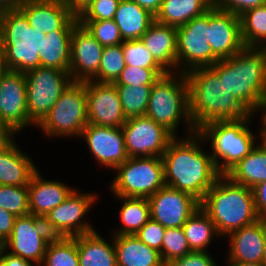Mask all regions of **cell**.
Listing matches in <instances>:
<instances>
[{"label":"cell","mask_w":266,"mask_h":266,"mask_svg":"<svg viewBox=\"0 0 266 266\" xmlns=\"http://www.w3.org/2000/svg\"><path fill=\"white\" fill-rule=\"evenodd\" d=\"M165 229L159 222L150 219L135 236L148 247L159 251L162 258V242Z\"/></svg>","instance_id":"obj_44"},{"label":"cell","mask_w":266,"mask_h":266,"mask_svg":"<svg viewBox=\"0 0 266 266\" xmlns=\"http://www.w3.org/2000/svg\"><path fill=\"white\" fill-rule=\"evenodd\" d=\"M210 67L251 113L262 111L266 96V48L245 47Z\"/></svg>","instance_id":"obj_3"},{"label":"cell","mask_w":266,"mask_h":266,"mask_svg":"<svg viewBox=\"0 0 266 266\" xmlns=\"http://www.w3.org/2000/svg\"><path fill=\"white\" fill-rule=\"evenodd\" d=\"M19 9L25 14L30 27L44 34L55 30H73L79 23L63 0H23Z\"/></svg>","instance_id":"obj_20"},{"label":"cell","mask_w":266,"mask_h":266,"mask_svg":"<svg viewBox=\"0 0 266 266\" xmlns=\"http://www.w3.org/2000/svg\"><path fill=\"white\" fill-rule=\"evenodd\" d=\"M207 40L212 52L220 60L230 58L244 49L246 46L242 39L239 16L213 5L209 9Z\"/></svg>","instance_id":"obj_17"},{"label":"cell","mask_w":266,"mask_h":266,"mask_svg":"<svg viewBox=\"0 0 266 266\" xmlns=\"http://www.w3.org/2000/svg\"><path fill=\"white\" fill-rule=\"evenodd\" d=\"M185 77L190 116L196 131L212 121L240 120L252 114L210 66L189 70Z\"/></svg>","instance_id":"obj_2"},{"label":"cell","mask_w":266,"mask_h":266,"mask_svg":"<svg viewBox=\"0 0 266 266\" xmlns=\"http://www.w3.org/2000/svg\"><path fill=\"white\" fill-rule=\"evenodd\" d=\"M262 110H263V117H266V96H265V100H264V104H263V107H262Z\"/></svg>","instance_id":"obj_58"},{"label":"cell","mask_w":266,"mask_h":266,"mask_svg":"<svg viewBox=\"0 0 266 266\" xmlns=\"http://www.w3.org/2000/svg\"><path fill=\"white\" fill-rule=\"evenodd\" d=\"M121 0H93L78 16V20L113 19Z\"/></svg>","instance_id":"obj_43"},{"label":"cell","mask_w":266,"mask_h":266,"mask_svg":"<svg viewBox=\"0 0 266 266\" xmlns=\"http://www.w3.org/2000/svg\"><path fill=\"white\" fill-rule=\"evenodd\" d=\"M191 251L182 227L165 229L162 242V261L165 265Z\"/></svg>","instance_id":"obj_40"},{"label":"cell","mask_w":266,"mask_h":266,"mask_svg":"<svg viewBox=\"0 0 266 266\" xmlns=\"http://www.w3.org/2000/svg\"><path fill=\"white\" fill-rule=\"evenodd\" d=\"M113 20L123 41L140 39L155 21V16L132 0H121Z\"/></svg>","instance_id":"obj_27"},{"label":"cell","mask_w":266,"mask_h":266,"mask_svg":"<svg viewBox=\"0 0 266 266\" xmlns=\"http://www.w3.org/2000/svg\"><path fill=\"white\" fill-rule=\"evenodd\" d=\"M117 266H165L160 252L135 235H114Z\"/></svg>","instance_id":"obj_26"},{"label":"cell","mask_w":266,"mask_h":266,"mask_svg":"<svg viewBox=\"0 0 266 266\" xmlns=\"http://www.w3.org/2000/svg\"><path fill=\"white\" fill-rule=\"evenodd\" d=\"M17 132L11 126H0V151L7 149L13 142Z\"/></svg>","instance_id":"obj_50"},{"label":"cell","mask_w":266,"mask_h":266,"mask_svg":"<svg viewBox=\"0 0 266 266\" xmlns=\"http://www.w3.org/2000/svg\"><path fill=\"white\" fill-rule=\"evenodd\" d=\"M207 28H209V10L177 27V71L175 70V73H186L194 68L209 67L220 60L212 52L208 43Z\"/></svg>","instance_id":"obj_11"},{"label":"cell","mask_w":266,"mask_h":266,"mask_svg":"<svg viewBox=\"0 0 266 266\" xmlns=\"http://www.w3.org/2000/svg\"><path fill=\"white\" fill-rule=\"evenodd\" d=\"M120 208L121 228L117 229L114 235H135L151 218L148 198L122 197Z\"/></svg>","instance_id":"obj_32"},{"label":"cell","mask_w":266,"mask_h":266,"mask_svg":"<svg viewBox=\"0 0 266 266\" xmlns=\"http://www.w3.org/2000/svg\"><path fill=\"white\" fill-rule=\"evenodd\" d=\"M23 0H0V7L4 10L18 9Z\"/></svg>","instance_id":"obj_53"},{"label":"cell","mask_w":266,"mask_h":266,"mask_svg":"<svg viewBox=\"0 0 266 266\" xmlns=\"http://www.w3.org/2000/svg\"><path fill=\"white\" fill-rule=\"evenodd\" d=\"M0 30L2 56L7 70L25 73L40 67L39 53L46 34L30 27L19 8L4 11Z\"/></svg>","instance_id":"obj_6"},{"label":"cell","mask_w":266,"mask_h":266,"mask_svg":"<svg viewBox=\"0 0 266 266\" xmlns=\"http://www.w3.org/2000/svg\"><path fill=\"white\" fill-rule=\"evenodd\" d=\"M126 119L145 116L152 86L115 85Z\"/></svg>","instance_id":"obj_36"},{"label":"cell","mask_w":266,"mask_h":266,"mask_svg":"<svg viewBox=\"0 0 266 266\" xmlns=\"http://www.w3.org/2000/svg\"><path fill=\"white\" fill-rule=\"evenodd\" d=\"M175 74L167 73L153 84L146 116L164 126L175 137L178 123L185 120L188 127V134L185 135H191L197 131L190 116L188 83L185 73Z\"/></svg>","instance_id":"obj_7"},{"label":"cell","mask_w":266,"mask_h":266,"mask_svg":"<svg viewBox=\"0 0 266 266\" xmlns=\"http://www.w3.org/2000/svg\"><path fill=\"white\" fill-rule=\"evenodd\" d=\"M125 66L122 44L105 46L102 51L98 74L92 81L114 84Z\"/></svg>","instance_id":"obj_37"},{"label":"cell","mask_w":266,"mask_h":266,"mask_svg":"<svg viewBox=\"0 0 266 266\" xmlns=\"http://www.w3.org/2000/svg\"><path fill=\"white\" fill-rule=\"evenodd\" d=\"M253 115L240 120L212 121L197 130L205 142L210 141V155L221 175H226L256 147L257 137L248 127Z\"/></svg>","instance_id":"obj_5"},{"label":"cell","mask_w":266,"mask_h":266,"mask_svg":"<svg viewBox=\"0 0 266 266\" xmlns=\"http://www.w3.org/2000/svg\"><path fill=\"white\" fill-rule=\"evenodd\" d=\"M129 157H162L175 136L148 116L126 119L122 125Z\"/></svg>","instance_id":"obj_13"},{"label":"cell","mask_w":266,"mask_h":266,"mask_svg":"<svg viewBox=\"0 0 266 266\" xmlns=\"http://www.w3.org/2000/svg\"><path fill=\"white\" fill-rule=\"evenodd\" d=\"M7 72L6 64L3 60V56L0 58V80L2 76Z\"/></svg>","instance_id":"obj_56"},{"label":"cell","mask_w":266,"mask_h":266,"mask_svg":"<svg viewBox=\"0 0 266 266\" xmlns=\"http://www.w3.org/2000/svg\"><path fill=\"white\" fill-rule=\"evenodd\" d=\"M26 97L25 73L7 70L0 80V115L17 133L33 126L28 116Z\"/></svg>","instance_id":"obj_18"},{"label":"cell","mask_w":266,"mask_h":266,"mask_svg":"<svg viewBox=\"0 0 266 266\" xmlns=\"http://www.w3.org/2000/svg\"><path fill=\"white\" fill-rule=\"evenodd\" d=\"M37 170L31 158L19 150L15 141L0 151V185L28 186Z\"/></svg>","instance_id":"obj_25"},{"label":"cell","mask_w":266,"mask_h":266,"mask_svg":"<svg viewBox=\"0 0 266 266\" xmlns=\"http://www.w3.org/2000/svg\"><path fill=\"white\" fill-rule=\"evenodd\" d=\"M93 0H63L68 9L79 16Z\"/></svg>","instance_id":"obj_51"},{"label":"cell","mask_w":266,"mask_h":266,"mask_svg":"<svg viewBox=\"0 0 266 266\" xmlns=\"http://www.w3.org/2000/svg\"><path fill=\"white\" fill-rule=\"evenodd\" d=\"M234 183L253 188L266 181V148L260 143L227 174Z\"/></svg>","instance_id":"obj_31"},{"label":"cell","mask_w":266,"mask_h":266,"mask_svg":"<svg viewBox=\"0 0 266 266\" xmlns=\"http://www.w3.org/2000/svg\"><path fill=\"white\" fill-rule=\"evenodd\" d=\"M43 266H79L77 236L55 237L48 243Z\"/></svg>","instance_id":"obj_35"},{"label":"cell","mask_w":266,"mask_h":266,"mask_svg":"<svg viewBox=\"0 0 266 266\" xmlns=\"http://www.w3.org/2000/svg\"><path fill=\"white\" fill-rule=\"evenodd\" d=\"M213 5L214 0H163L155 21L177 28L203 15Z\"/></svg>","instance_id":"obj_29"},{"label":"cell","mask_w":266,"mask_h":266,"mask_svg":"<svg viewBox=\"0 0 266 266\" xmlns=\"http://www.w3.org/2000/svg\"><path fill=\"white\" fill-rule=\"evenodd\" d=\"M88 123L122 127L126 122L115 84L85 81Z\"/></svg>","instance_id":"obj_16"},{"label":"cell","mask_w":266,"mask_h":266,"mask_svg":"<svg viewBox=\"0 0 266 266\" xmlns=\"http://www.w3.org/2000/svg\"><path fill=\"white\" fill-rule=\"evenodd\" d=\"M77 191L75 188L64 202L44 216L56 237H75L95 231L93 226L82 218L97 200V194Z\"/></svg>","instance_id":"obj_14"},{"label":"cell","mask_w":266,"mask_h":266,"mask_svg":"<svg viewBox=\"0 0 266 266\" xmlns=\"http://www.w3.org/2000/svg\"><path fill=\"white\" fill-rule=\"evenodd\" d=\"M182 229L192 251H206L213 236H219L215 224L201 207L188 218Z\"/></svg>","instance_id":"obj_33"},{"label":"cell","mask_w":266,"mask_h":266,"mask_svg":"<svg viewBox=\"0 0 266 266\" xmlns=\"http://www.w3.org/2000/svg\"><path fill=\"white\" fill-rule=\"evenodd\" d=\"M110 183L115 196L149 198L166 186L162 157H129Z\"/></svg>","instance_id":"obj_8"},{"label":"cell","mask_w":266,"mask_h":266,"mask_svg":"<svg viewBox=\"0 0 266 266\" xmlns=\"http://www.w3.org/2000/svg\"><path fill=\"white\" fill-rule=\"evenodd\" d=\"M25 78L28 116L37 127L73 79L69 71L41 66L25 72Z\"/></svg>","instance_id":"obj_10"},{"label":"cell","mask_w":266,"mask_h":266,"mask_svg":"<svg viewBox=\"0 0 266 266\" xmlns=\"http://www.w3.org/2000/svg\"><path fill=\"white\" fill-rule=\"evenodd\" d=\"M0 266H33L27 260L7 252L2 246L0 247Z\"/></svg>","instance_id":"obj_49"},{"label":"cell","mask_w":266,"mask_h":266,"mask_svg":"<svg viewBox=\"0 0 266 266\" xmlns=\"http://www.w3.org/2000/svg\"><path fill=\"white\" fill-rule=\"evenodd\" d=\"M3 13H4V10L0 7V25H1L2 17H3Z\"/></svg>","instance_id":"obj_61"},{"label":"cell","mask_w":266,"mask_h":266,"mask_svg":"<svg viewBox=\"0 0 266 266\" xmlns=\"http://www.w3.org/2000/svg\"><path fill=\"white\" fill-rule=\"evenodd\" d=\"M239 18L245 46L266 48V4L247 10Z\"/></svg>","instance_id":"obj_34"},{"label":"cell","mask_w":266,"mask_h":266,"mask_svg":"<svg viewBox=\"0 0 266 266\" xmlns=\"http://www.w3.org/2000/svg\"><path fill=\"white\" fill-rule=\"evenodd\" d=\"M166 74L164 69L138 68L126 65L114 84L153 86L159 78Z\"/></svg>","instance_id":"obj_42"},{"label":"cell","mask_w":266,"mask_h":266,"mask_svg":"<svg viewBox=\"0 0 266 266\" xmlns=\"http://www.w3.org/2000/svg\"><path fill=\"white\" fill-rule=\"evenodd\" d=\"M140 7L148 10L152 15L156 16L159 12L163 0H132Z\"/></svg>","instance_id":"obj_52"},{"label":"cell","mask_w":266,"mask_h":266,"mask_svg":"<svg viewBox=\"0 0 266 266\" xmlns=\"http://www.w3.org/2000/svg\"><path fill=\"white\" fill-rule=\"evenodd\" d=\"M16 216L8 212L6 209L0 208V245L11 236Z\"/></svg>","instance_id":"obj_48"},{"label":"cell","mask_w":266,"mask_h":266,"mask_svg":"<svg viewBox=\"0 0 266 266\" xmlns=\"http://www.w3.org/2000/svg\"><path fill=\"white\" fill-rule=\"evenodd\" d=\"M103 48L83 25L74 27L69 67L73 81L85 82L98 74Z\"/></svg>","instance_id":"obj_21"},{"label":"cell","mask_w":266,"mask_h":266,"mask_svg":"<svg viewBox=\"0 0 266 266\" xmlns=\"http://www.w3.org/2000/svg\"><path fill=\"white\" fill-rule=\"evenodd\" d=\"M0 208L16 217L30 214L28 186L0 185Z\"/></svg>","instance_id":"obj_38"},{"label":"cell","mask_w":266,"mask_h":266,"mask_svg":"<svg viewBox=\"0 0 266 266\" xmlns=\"http://www.w3.org/2000/svg\"><path fill=\"white\" fill-rule=\"evenodd\" d=\"M214 258L208 251H191L188 254L174 259L169 266H216Z\"/></svg>","instance_id":"obj_46"},{"label":"cell","mask_w":266,"mask_h":266,"mask_svg":"<svg viewBox=\"0 0 266 266\" xmlns=\"http://www.w3.org/2000/svg\"><path fill=\"white\" fill-rule=\"evenodd\" d=\"M229 266H265L263 262L229 263Z\"/></svg>","instance_id":"obj_55"},{"label":"cell","mask_w":266,"mask_h":266,"mask_svg":"<svg viewBox=\"0 0 266 266\" xmlns=\"http://www.w3.org/2000/svg\"><path fill=\"white\" fill-rule=\"evenodd\" d=\"M96 230L77 236L79 266H117L113 243H108Z\"/></svg>","instance_id":"obj_28"},{"label":"cell","mask_w":266,"mask_h":266,"mask_svg":"<svg viewBox=\"0 0 266 266\" xmlns=\"http://www.w3.org/2000/svg\"><path fill=\"white\" fill-rule=\"evenodd\" d=\"M2 57V35L0 30V58Z\"/></svg>","instance_id":"obj_59"},{"label":"cell","mask_w":266,"mask_h":266,"mask_svg":"<svg viewBox=\"0 0 266 266\" xmlns=\"http://www.w3.org/2000/svg\"><path fill=\"white\" fill-rule=\"evenodd\" d=\"M73 30H55L46 34L39 53L40 66L69 71Z\"/></svg>","instance_id":"obj_30"},{"label":"cell","mask_w":266,"mask_h":266,"mask_svg":"<svg viewBox=\"0 0 266 266\" xmlns=\"http://www.w3.org/2000/svg\"><path fill=\"white\" fill-rule=\"evenodd\" d=\"M74 190L60 181L44 180L37 170L28 185L30 214L44 217L64 202Z\"/></svg>","instance_id":"obj_23"},{"label":"cell","mask_w":266,"mask_h":266,"mask_svg":"<svg viewBox=\"0 0 266 266\" xmlns=\"http://www.w3.org/2000/svg\"><path fill=\"white\" fill-rule=\"evenodd\" d=\"M252 192L258 217L266 219V181L255 185Z\"/></svg>","instance_id":"obj_47"},{"label":"cell","mask_w":266,"mask_h":266,"mask_svg":"<svg viewBox=\"0 0 266 266\" xmlns=\"http://www.w3.org/2000/svg\"><path fill=\"white\" fill-rule=\"evenodd\" d=\"M0 126H9L3 121L1 115H0Z\"/></svg>","instance_id":"obj_60"},{"label":"cell","mask_w":266,"mask_h":266,"mask_svg":"<svg viewBox=\"0 0 266 266\" xmlns=\"http://www.w3.org/2000/svg\"><path fill=\"white\" fill-rule=\"evenodd\" d=\"M200 207L215 224L219 236L253 224L258 217L252 189L221 175L200 201Z\"/></svg>","instance_id":"obj_4"},{"label":"cell","mask_w":266,"mask_h":266,"mask_svg":"<svg viewBox=\"0 0 266 266\" xmlns=\"http://www.w3.org/2000/svg\"><path fill=\"white\" fill-rule=\"evenodd\" d=\"M263 264L266 266V227H265V234H264V258Z\"/></svg>","instance_id":"obj_57"},{"label":"cell","mask_w":266,"mask_h":266,"mask_svg":"<svg viewBox=\"0 0 266 266\" xmlns=\"http://www.w3.org/2000/svg\"><path fill=\"white\" fill-rule=\"evenodd\" d=\"M150 218L165 228L182 227L200 207V201L191 194L168 186L148 198Z\"/></svg>","instance_id":"obj_15"},{"label":"cell","mask_w":266,"mask_h":266,"mask_svg":"<svg viewBox=\"0 0 266 266\" xmlns=\"http://www.w3.org/2000/svg\"><path fill=\"white\" fill-rule=\"evenodd\" d=\"M78 22L104 47L124 42L119 27L113 19L78 20Z\"/></svg>","instance_id":"obj_39"},{"label":"cell","mask_w":266,"mask_h":266,"mask_svg":"<svg viewBox=\"0 0 266 266\" xmlns=\"http://www.w3.org/2000/svg\"><path fill=\"white\" fill-rule=\"evenodd\" d=\"M203 141L197 132L183 139L175 137L162 155L166 186L199 201L221 176L210 153L200 147Z\"/></svg>","instance_id":"obj_1"},{"label":"cell","mask_w":266,"mask_h":266,"mask_svg":"<svg viewBox=\"0 0 266 266\" xmlns=\"http://www.w3.org/2000/svg\"><path fill=\"white\" fill-rule=\"evenodd\" d=\"M140 39L155 61L167 73H172V70L175 73L174 70H177L176 27L154 21Z\"/></svg>","instance_id":"obj_24"},{"label":"cell","mask_w":266,"mask_h":266,"mask_svg":"<svg viewBox=\"0 0 266 266\" xmlns=\"http://www.w3.org/2000/svg\"><path fill=\"white\" fill-rule=\"evenodd\" d=\"M127 66L138 68L163 69L153 58L141 39L125 40L122 43Z\"/></svg>","instance_id":"obj_41"},{"label":"cell","mask_w":266,"mask_h":266,"mask_svg":"<svg viewBox=\"0 0 266 266\" xmlns=\"http://www.w3.org/2000/svg\"><path fill=\"white\" fill-rule=\"evenodd\" d=\"M262 120H263V121H261L262 126H260L261 130L259 132L260 133L259 136H260L261 142H262L260 144L266 148V119L264 117H262Z\"/></svg>","instance_id":"obj_54"},{"label":"cell","mask_w":266,"mask_h":266,"mask_svg":"<svg viewBox=\"0 0 266 266\" xmlns=\"http://www.w3.org/2000/svg\"><path fill=\"white\" fill-rule=\"evenodd\" d=\"M265 227L266 219L260 218L229 233V263L263 262Z\"/></svg>","instance_id":"obj_22"},{"label":"cell","mask_w":266,"mask_h":266,"mask_svg":"<svg viewBox=\"0 0 266 266\" xmlns=\"http://www.w3.org/2000/svg\"><path fill=\"white\" fill-rule=\"evenodd\" d=\"M56 236L51 232L46 219L33 214L16 218L11 236L2 245L10 254L40 266L46 248Z\"/></svg>","instance_id":"obj_12"},{"label":"cell","mask_w":266,"mask_h":266,"mask_svg":"<svg viewBox=\"0 0 266 266\" xmlns=\"http://www.w3.org/2000/svg\"><path fill=\"white\" fill-rule=\"evenodd\" d=\"M88 124L85 82L73 81L38 125L49 138L81 136Z\"/></svg>","instance_id":"obj_9"},{"label":"cell","mask_w":266,"mask_h":266,"mask_svg":"<svg viewBox=\"0 0 266 266\" xmlns=\"http://www.w3.org/2000/svg\"><path fill=\"white\" fill-rule=\"evenodd\" d=\"M266 4V0H214V5L223 11L240 16L247 10Z\"/></svg>","instance_id":"obj_45"},{"label":"cell","mask_w":266,"mask_h":266,"mask_svg":"<svg viewBox=\"0 0 266 266\" xmlns=\"http://www.w3.org/2000/svg\"><path fill=\"white\" fill-rule=\"evenodd\" d=\"M95 160L106 168L116 169L128 158L122 127L87 124L81 133Z\"/></svg>","instance_id":"obj_19"}]
</instances>
